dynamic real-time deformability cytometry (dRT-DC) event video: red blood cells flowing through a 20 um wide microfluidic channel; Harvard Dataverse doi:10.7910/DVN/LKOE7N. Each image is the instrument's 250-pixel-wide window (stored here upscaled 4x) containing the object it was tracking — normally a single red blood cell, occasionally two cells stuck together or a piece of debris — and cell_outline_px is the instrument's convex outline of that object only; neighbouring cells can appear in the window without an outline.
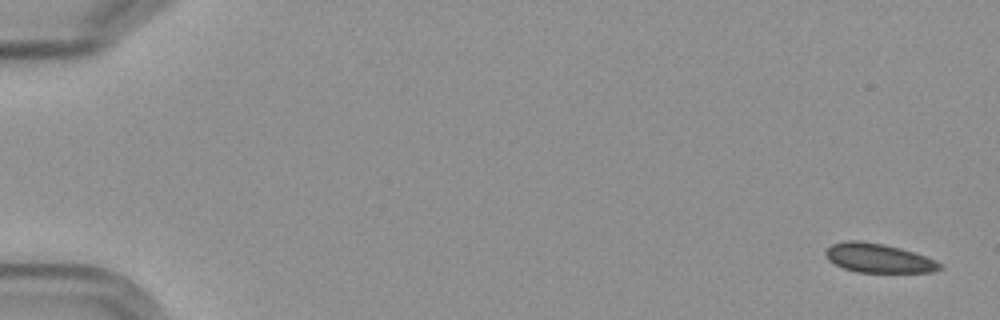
{"species": "Egyptian fruit bat (a non-hibernating species)", "species_latin": "Rousettus aegyptiacus", "temperature_condition": "cold", "stored_images_in_passage": 6, "camera_frame_rate_fps": 3000, "um_per_image_px": 0.085, "frame": {"image": 1, "passage_image": 1, "time_ms": 0.0, "image_size_px": [1000, 320], "cell_outline_px": [[944, 268], [932, 272], [856, 272], [844, 268], [828, 260], [824, 252], [832, 244], [844, 240], [860, 240], [884, 244], [900, 248], [936, 260]], "centroid_in_image_um": [74.65, 21.93], "position_along_channel_um": 10.3, "area_um2": 19.31}}
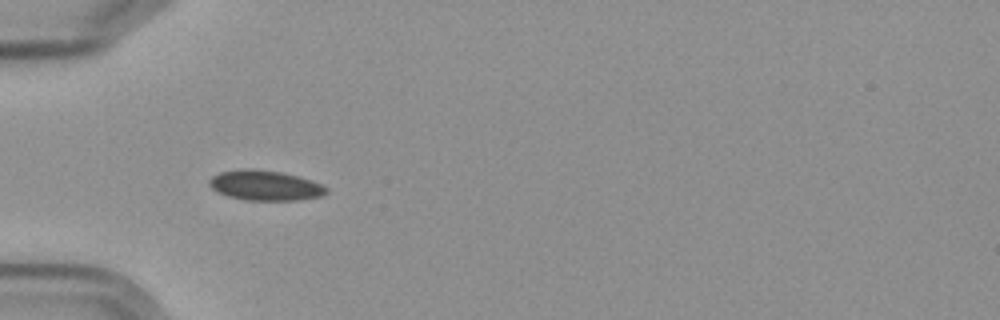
{"frame": {"image": 2, "passage_image": 5, "time_ms": 5.667, "image_size_px": [1000, 320], "cell_outline_px": [[328, 192], [320, 196], [296, 200], [244, 200], [228, 196], [216, 192], [208, 184], [208, 180], [212, 176], [220, 172], [244, 168], [252, 168], [280, 172], [312, 180], [328, 188]], "centroid_in_image_um": [22.49, 15.76], "position_along_channel_um": 62.5, "area_um2": 20.52}}
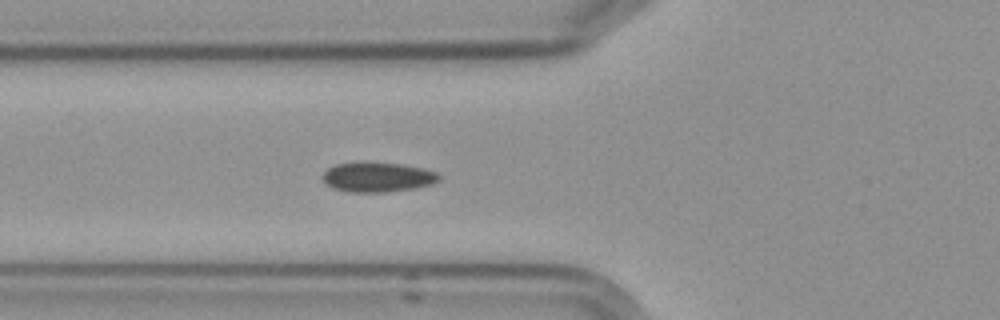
{"frame": {"image": 3, "passage_image": 6, "time_ms": 6.667, "image_size_px": [1000, 320], "cell_outline_px": [[440, 180], [432, 184], [416, 188], [388, 192], [348, 192], [332, 188], [324, 184], [320, 176], [328, 168], [336, 164], [400, 164], [424, 168], [436, 172], [440, 176]], "centroid_in_image_um": [32.09, 15.09], "position_along_channel_um": 93.7, "area_um2": 19.94}}